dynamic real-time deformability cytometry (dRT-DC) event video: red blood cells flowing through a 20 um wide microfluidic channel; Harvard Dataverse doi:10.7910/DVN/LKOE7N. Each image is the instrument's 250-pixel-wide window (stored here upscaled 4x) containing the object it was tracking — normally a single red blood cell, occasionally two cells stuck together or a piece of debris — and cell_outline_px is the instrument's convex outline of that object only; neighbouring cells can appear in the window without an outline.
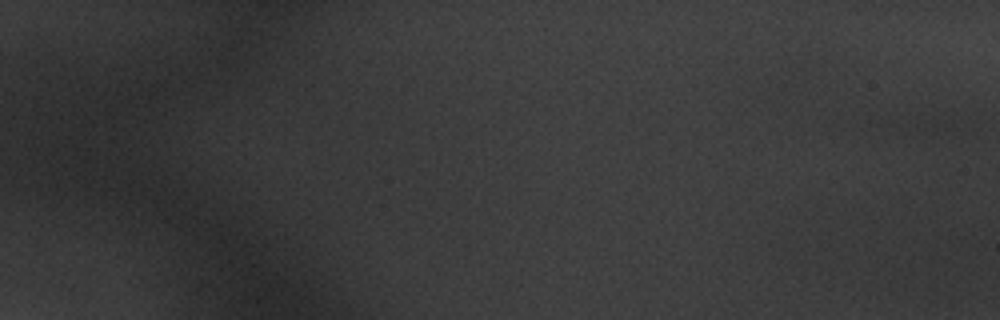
{"species": "common noctule bat (a hibernating species)", "species_latin": "Nyctalus noctula", "temperature_condition": "warm", "stored_images_in_passage": 1, "camera_frame_rate_fps": 3000, "um_per_image_px": 0.085, "animal": {"sex": "male", "body_mass_g": 20.1, "forearm_length_mm": 53.5}, "frame": {"image": 1, "passage_image": 1, "time_ms": 0.0, "image_size_px": [1000, 320], "cell_outline_px": [[980, 128], [972, 132], [936, 144], [876, 124], [872, 120], [880, 116], [936, 116], [968, 120]], "centroid_in_image_um": [78.88, 10.79], "position_along_channel_um": 6.1, "area_um2": 13.24}}